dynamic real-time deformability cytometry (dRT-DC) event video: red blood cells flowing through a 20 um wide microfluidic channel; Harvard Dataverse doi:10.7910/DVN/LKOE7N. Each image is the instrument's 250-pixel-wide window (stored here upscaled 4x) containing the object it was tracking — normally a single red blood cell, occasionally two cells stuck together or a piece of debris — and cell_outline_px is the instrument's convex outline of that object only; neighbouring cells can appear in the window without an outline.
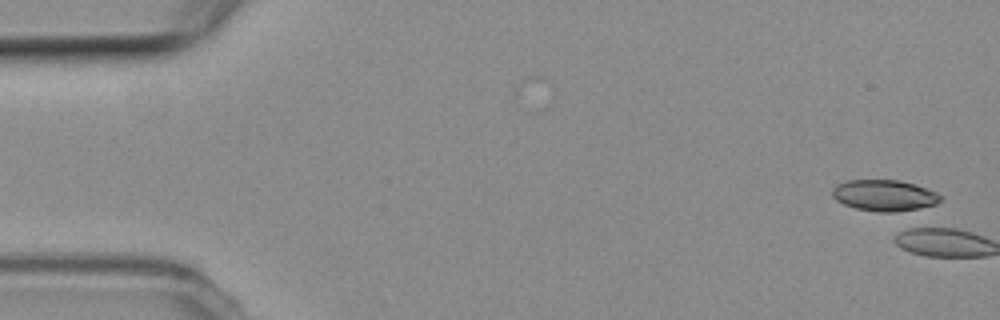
{"species": "common noctule bat (a hibernating species)", "species_latin": "Nyctalus noctula", "temperature_condition": "room temperature", "stored_images_in_passage": 3, "camera_frame_rate_fps": 3000, "um_per_image_px": 0.085, "animal": {"sex": "female", "body_mass_g": 19.3, "forearm_length_mm": 54.1}, "frame": {"image": 1, "passage_image": 1, "time_ms": 0.0, "image_size_px": [1000, 320], "cell_outline_px": [[940, 200], [936, 204], [912, 212], [876, 212], [856, 208], [844, 204], [836, 200], [832, 196], [832, 188], [836, 184], [848, 180], [900, 180], [936, 192], [940, 196]], "centroid_in_image_um": [75.17, 16.63], "position_along_channel_um": 9.8, "area_um2": 19.88}}